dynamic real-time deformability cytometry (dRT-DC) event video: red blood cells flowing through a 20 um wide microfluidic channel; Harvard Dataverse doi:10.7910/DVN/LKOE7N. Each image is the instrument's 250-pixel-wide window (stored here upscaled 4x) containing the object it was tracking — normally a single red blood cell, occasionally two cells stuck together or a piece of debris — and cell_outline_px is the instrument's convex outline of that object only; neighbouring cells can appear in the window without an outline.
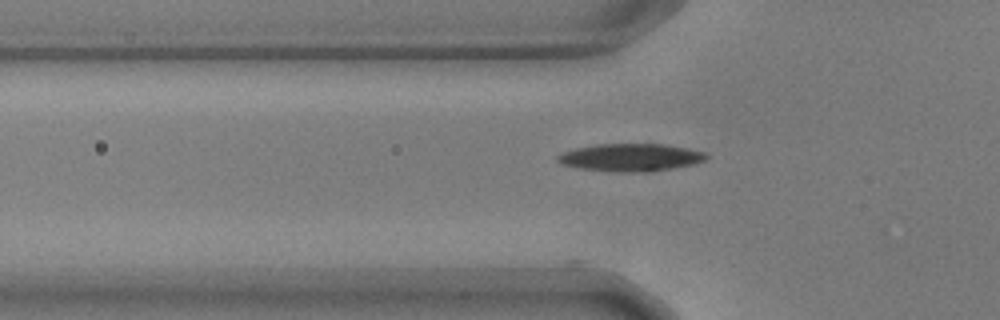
{"species": "common noctule bat (a hibernating species)", "species_latin": "Nyctalus noctula", "temperature_condition": "warm", "stored_images_in_passage": 40, "camera_frame_rate_fps": 3000, "um_per_image_px": 0.085, "animal": {"sex": "male", "body_mass_g": 17.9, "forearm_length_mm": 54.2}, "frame": {"image": 1, "passage_image": 3, "time_ms": 0.667, "image_size_px": [1000, 320], "cell_outline_px": [[708, 156], [704, 160], [696, 164], [648, 172], [624, 172], [580, 168], [560, 164], [556, 160], [556, 156], [560, 152], [576, 148], [596, 144], [664, 144], [688, 148], [704, 152]], "centroid_in_image_um": [53.58, 13.38], "position_along_channel_um": 72.2, "area_um2": 23.99}}
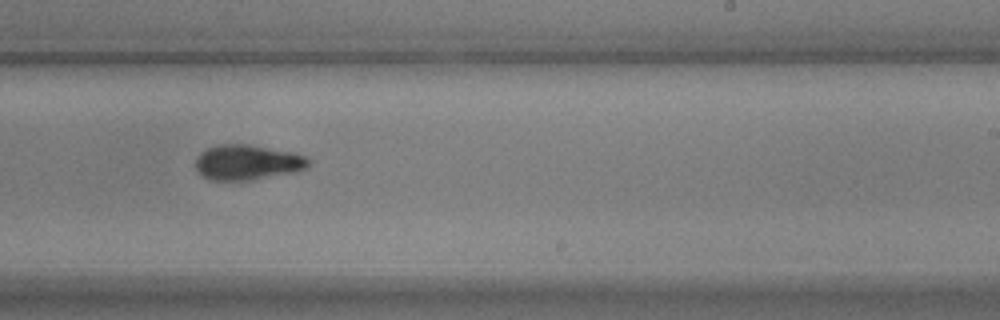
{"frame": {"image": 2, "passage_image": 19, "time_ms": 6.0, "image_size_px": [1000, 320], "cell_outline_px": [[312, 164], [308, 168], [296, 172], [252, 180], [208, 180], [200, 176], [196, 172], [196, 156], [200, 152], [216, 144], [248, 144], [292, 152], [304, 156], [312, 160]], "centroid_in_image_um": [21.03, 13.81], "position_along_channel_um": 268.0, "area_um2": 23.64}}
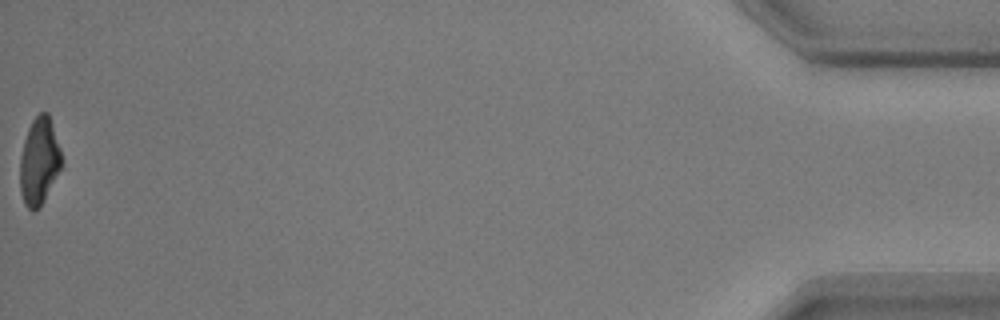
{"frame": {"image": 3, "passage_image": 40, "time_ms": 13.0, "image_size_px": [1000, 320], "cell_outline_px": [[64, 164], [40, 208], [32, 212], [24, 204], [20, 192], [20, 156], [24, 140], [28, 128], [32, 120], [40, 112], [48, 112], [60, 148]], "centroid_in_image_um": [3.34, 13.74], "position_along_channel_um": 431.9, "area_um2": 21.44}, "authors_computed_cell_mechanics": {"area_um2": 23.3223, "velocity_mm_per_s": 3.6574, "shape_relaxation_time_tau1_ms": 3.8556, "shape_relaxation_time_tau2_ms": 2.6378, "deformation_change_tau1": 0.1613, "deformation_change_tau2": 0.0732}}